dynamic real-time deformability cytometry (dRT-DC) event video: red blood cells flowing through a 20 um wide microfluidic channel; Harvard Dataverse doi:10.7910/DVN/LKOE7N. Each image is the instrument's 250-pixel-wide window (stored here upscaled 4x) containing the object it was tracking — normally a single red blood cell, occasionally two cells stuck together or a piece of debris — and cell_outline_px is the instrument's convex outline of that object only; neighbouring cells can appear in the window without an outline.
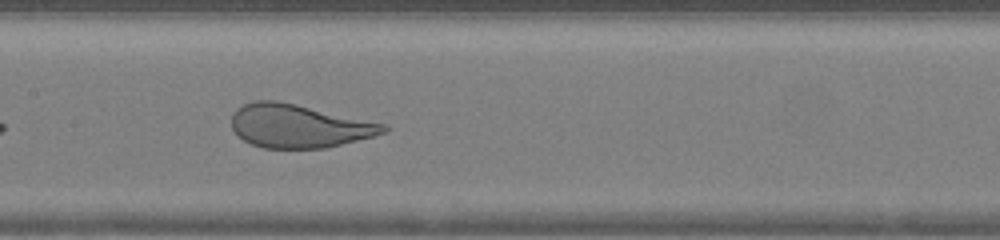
{"species": "human", "species_latin": "Homo sapiens", "temperature_condition": "warm", "stored_images_in_passage": 34, "camera_frame_rate_fps": 3000, "um_per_image_px": 0.085, "donor": {"sex": "female"}, "frame": {"image": 1, "passage_image": 10, "time_ms": 3.0, "image_size_px": [1000, 240], "cell_outline_px": [[388, 132], [324, 148], [264, 148], [252, 144], [236, 136], [232, 128], [232, 116], [236, 108], [244, 104], [256, 100], [276, 100], [296, 104], [388, 124]], "centroid_in_image_um": [25.39, 10.7], "position_along_channel_um": 182.0, "area_um2": 38.38}}
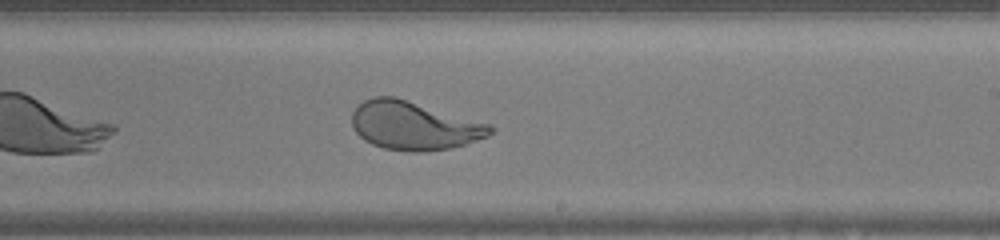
{"frame": {"image": 2, "passage_image": 15, "time_ms": 4.667, "image_size_px": [1000, 240], "cell_outline_px": [[496, 128], [488, 136], [464, 144], [448, 148], [424, 152], [408, 152], [384, 148], [372, 144], [364, 140], [352, 128], [352, 112], [364, 100], [376, 96], [396, 96], [492, 124]], "centroid_in_image_um": [35.2, 10.67], "position_along_channel_um": 253.8, "area_um2": 39.36}, "authors_computed_cell_mechanics": {"area_um2": 42.0206, "velocity_mm_per_s": 4.3124, "shape_relaxation_time_tau1_ms": 5.49, "shape_relaxation_time_tau2_ms": null, "deformation_change_tau1": 0.2105, "deformation_change_tau2": null}}